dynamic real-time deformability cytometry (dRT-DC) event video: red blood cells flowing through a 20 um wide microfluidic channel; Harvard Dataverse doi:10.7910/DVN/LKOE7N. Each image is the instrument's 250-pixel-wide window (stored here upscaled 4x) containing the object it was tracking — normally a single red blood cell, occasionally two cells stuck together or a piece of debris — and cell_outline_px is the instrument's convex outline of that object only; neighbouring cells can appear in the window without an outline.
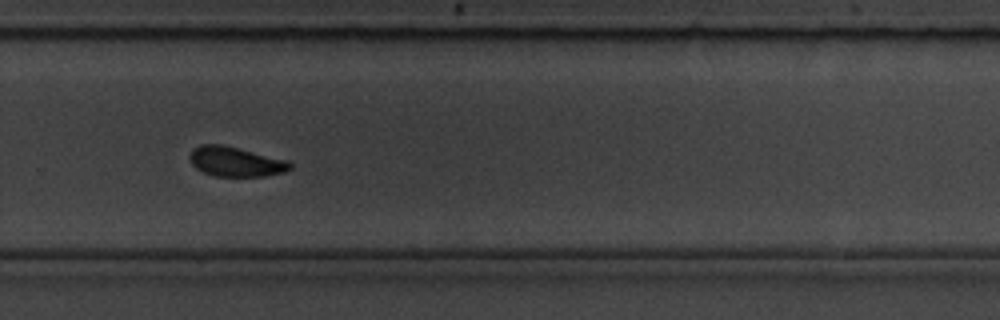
{"species": "common noctule bat (a hibernating species)", "species_latin": "Nyctalus noctula", "temperature_condition": "room temperature", "stored_images_in_passage": 11, "camera_frame_rate_fps": 3000, "um_per_image_px": 0.085, "animal": {"sex": "male", "body_mass_g": 19.5, "forearm_length_mm": 54.6}, "frame": {"image": 1, "passage_image": 10, "time_ms": 3.0, "image_size_px": [1000, 320], "cell_outline_px": [[292, 168], [284, 172], [264, 176], [216, 176], [204, 172], [196, 168], [192, 164], [188, 156], [192, 148], [200, 144], [224, 144], [288, 160], [292, 164]], "centroid_in_image_um": [20.02, 13.72], "position_along_channel_um": 309.8, "area_um2": 17.57}}